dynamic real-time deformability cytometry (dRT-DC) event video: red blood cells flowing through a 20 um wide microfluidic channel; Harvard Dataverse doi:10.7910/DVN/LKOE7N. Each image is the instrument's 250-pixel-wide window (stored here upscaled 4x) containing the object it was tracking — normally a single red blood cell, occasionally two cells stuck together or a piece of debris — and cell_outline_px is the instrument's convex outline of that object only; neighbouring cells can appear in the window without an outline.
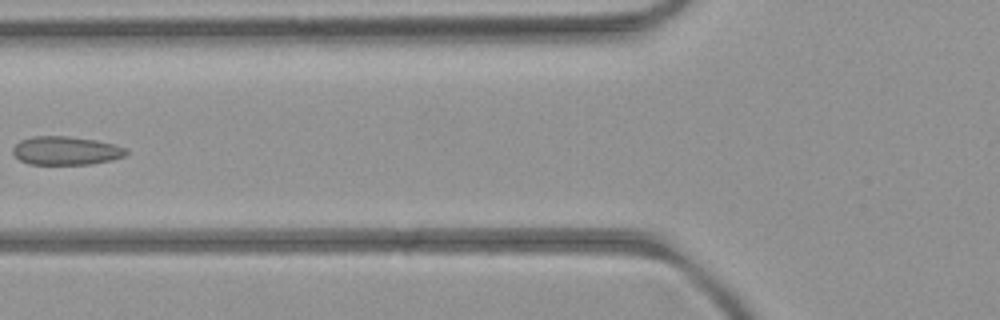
{"species": "common noctule bat (a hibernating species)", "species_latin": "Nyctalus noctula", "temperature_condition": "room temperature", "stored_images_in_passage": 6, "camera_frame_rate_fps": 3000, "um_per_image_px": 0.085, "animal": {"sex": "female", "body_mass_g": 21.9}, "frame": {"image": 1, "passage_image": 6, "time_ms": 5.333, "image_size_px": [1000, 320], "cell_outline_px": [[128, 152], [124, 156], [112, 160], [92, 164], [28, 164], [20, 160], [12, 152], [12, 148], [20, 140], [32, 136], [64, 136], [96, 140], [128, 148]], "centroid_in_image_um": [5.6, 12.81], "position_along_channel_um": 120.2, "area_um2": 18.84}}